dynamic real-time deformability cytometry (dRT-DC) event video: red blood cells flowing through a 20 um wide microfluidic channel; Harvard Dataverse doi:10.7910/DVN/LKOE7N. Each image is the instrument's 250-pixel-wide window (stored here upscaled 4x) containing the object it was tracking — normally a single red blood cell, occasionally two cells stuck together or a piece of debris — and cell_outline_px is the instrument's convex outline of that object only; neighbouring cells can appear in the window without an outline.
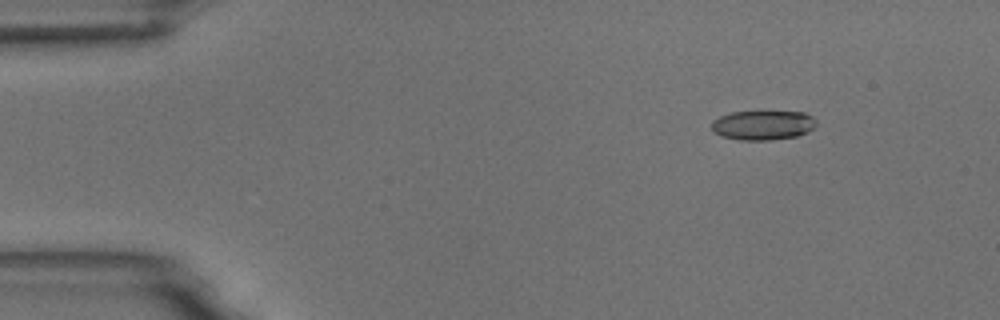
{"species": "common noctule bat (a hibernating species)", "species_latin": "Nyctalus noctula", "temperature_condition": "room temperature", "stored_images_in_passage": 9, "camera_frame_rate_fps": 3000, "um_per_image_px": 0.085, "animal": {"sex": "male", "body_mass_g": 18.8}, "frame": {"image": 1, "passage_image": 1, "time_ms": 0.0, "image_size_px": [1000, 320], "cell_outline_px": [[816, 124], [808, 132], [796, 136], [772, 140], [740, 140], [720, 136], [712, 132], [712, 120], [720, 116], [732, 112], [804, 112], [812, 116], [816, 120]], "centroid_in_image_um": [64.82, 10.65], "position_along_channel_um": 20.2, "area_um2": 18.03}}
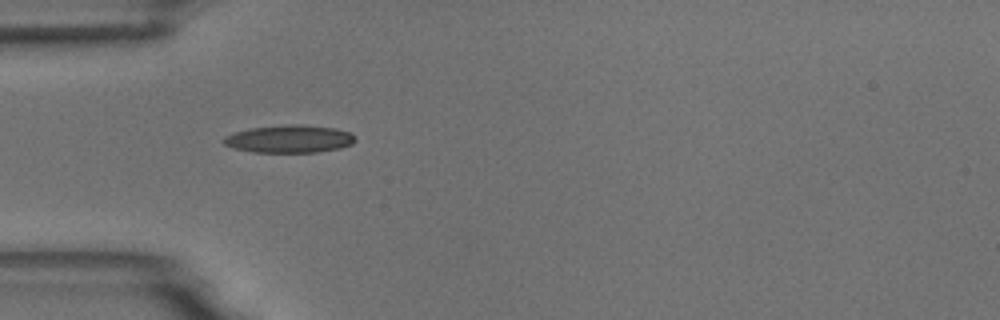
{"frame": {"image": 2, "passage_image": 4, "time_ms": 3.333, "image_size_px": [1000, 320], "cell_outline_px": [[356, 140], [352, 144], [340, 148], [316, 152], [252, 152], [236, 148], [224, 144], [220, 140], [224, 136], [248, 128], [288, 124], [300, 124], [332, 128], [348, 132], [356, 136]], "centroid_in_image_um": [24.57, 11.8], "position_along_channel_um": 60.4, "area_um2": 21.21}}